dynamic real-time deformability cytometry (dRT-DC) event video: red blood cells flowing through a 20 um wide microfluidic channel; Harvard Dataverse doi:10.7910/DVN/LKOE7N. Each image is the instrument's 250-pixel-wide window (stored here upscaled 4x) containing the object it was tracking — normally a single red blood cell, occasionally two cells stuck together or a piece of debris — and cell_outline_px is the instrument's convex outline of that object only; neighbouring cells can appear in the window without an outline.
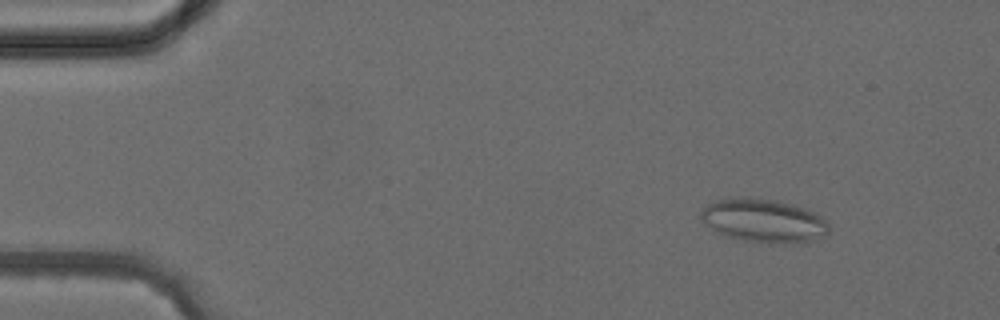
{"species": "common noctule bat (a hibernating species)", "species_latin": "Nyctalus noctula", "temperature_condition": "cold", "stored_images_in_passage": 4, "camera_frame_rate_fps": 3000, "um_per_image_px": 0.085, "animal": {"sex": "female", "body_mass_g": 24.6, "forearm_length_mm": 56.2}, "frame": {"image": 1, "passage_image": 2, "time_ms": 1.0, "image_size_px": [1000, 320], "cell_outline_px": [[828, 232], [824, 236], [804, 244], [772, 244], [744, 240], [728, 236], [716, 232], [700, 220], [700, 212], [704, 204], [716, 200], [736, 196], [748, 196], [776, 200], [804, 208], [820, 216], [828, 224]], "centroid_in_image_um": [64.87, 18.76], "position_along_channel_um": 20.1, "area_um2": 33.06}}